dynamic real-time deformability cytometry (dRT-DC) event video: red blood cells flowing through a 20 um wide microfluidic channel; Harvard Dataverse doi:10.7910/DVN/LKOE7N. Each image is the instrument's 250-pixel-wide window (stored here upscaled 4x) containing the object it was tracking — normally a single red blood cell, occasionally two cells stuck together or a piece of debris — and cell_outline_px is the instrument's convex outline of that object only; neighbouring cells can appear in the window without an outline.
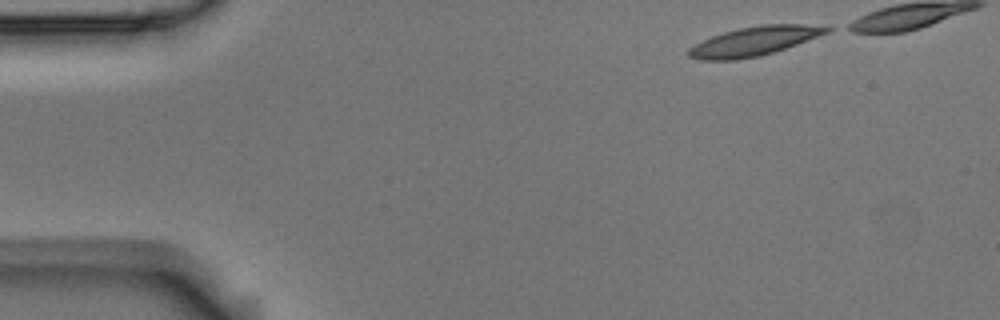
{"species": "Egyptian fruit bat (a non-hibernating species)", "species_latin": "Rousettus aegyptiacus", "temperature_condition": "room temperature", "stored_images_in_passage": 5, "segment_of_instrument_passage": [2, 2], "camera_frame_rate_fps": 3000, "um_per_image_px": 0.085, "animal": {"sex": "male"}, "frame": {"image": 1, "passage_image": 5, "time_ms": 1.333, "image_size_px": [1000, 320], "cell_outline_px": [[836, 28], [828, 32], [796, 44], [760, 56], [736, 60], [696, 60], [688, 56], [688, 48], [712, 36], [724, 32], [740, 28], [760, 24], [804, 24]], "centroid_in_image_um": [64.07, 3.5], "position_along_channel_um": 20.9, "area_um2": 23.18}}